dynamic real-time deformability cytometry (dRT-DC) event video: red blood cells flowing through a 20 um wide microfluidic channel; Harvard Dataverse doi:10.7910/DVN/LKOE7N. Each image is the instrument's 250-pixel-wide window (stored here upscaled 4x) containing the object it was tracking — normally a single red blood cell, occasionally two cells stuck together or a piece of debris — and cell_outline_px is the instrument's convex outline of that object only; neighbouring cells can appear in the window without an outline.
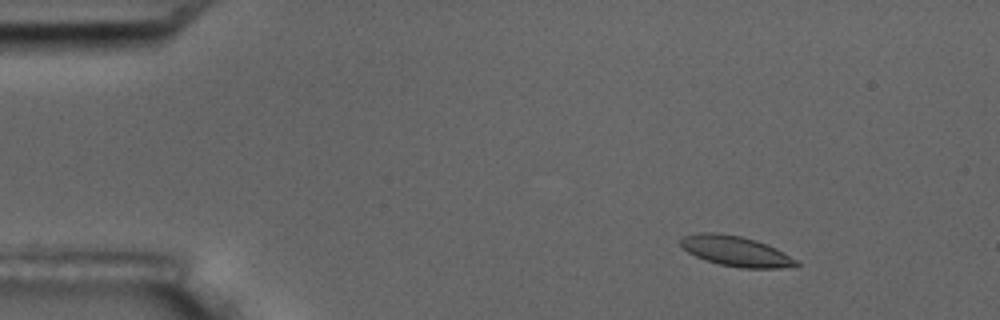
{"species": "common noctule bat (a hibernating species)", "species_latin": "Nyctalus noctula", "temperature_condition": "room temperature", "stored_images_in_passage": 8, "camera_frame_rate_fps": 3000, "um_per_image_px": 0.085, "animal": {"sex": "male", "body_mass_g": 17.5, "forearm_length_mm": 52.3}, "frame": {"image": 1, "passage_image": 3, "time_ms": 2.333, "image_size_px": [1000, 320], "cell_outline_px": [[800, 264], [796, 268], [740, 268], [720, 264], [696, 256], [688, 252], [680, 244], [680, 240], [684, 236], [696, 232], [716, 232], [740, 236], [756, 240], [776, 248], [796, 260]], "centroid_in_image_um": [62.57, 21.35], "position_along_channel_um": 22.4, "area_um2": 20.35}}
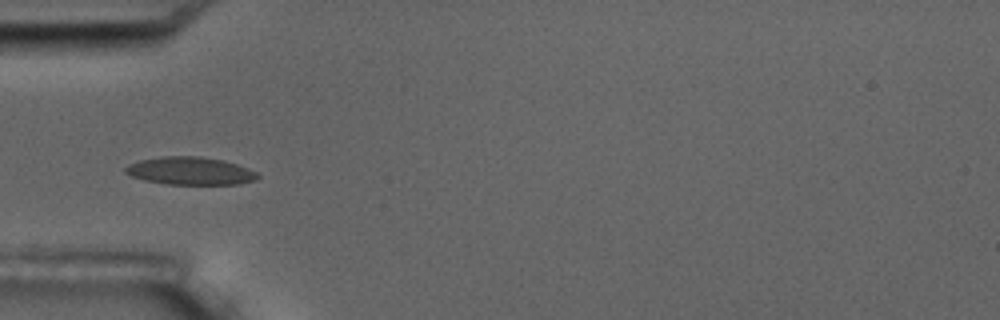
{"frame": {"image": 2, "passage_image": 6, "time_ms": 6.0, "image_size_px": [1000, 320], "cell_outline_px": [[260, 176], [256, 180], [240, 184], [168, 184], [144, 180], [132, 176], [124, 172], [124, 168], [128, 164], [140, 160], [160, 156], [200, 156], [224, 160], [248, 168], [256, 172]], "centroid_in_image_um": [16.17, 14.52], "position_along_channel_um": 68.8, "area_um2": 21.5}}